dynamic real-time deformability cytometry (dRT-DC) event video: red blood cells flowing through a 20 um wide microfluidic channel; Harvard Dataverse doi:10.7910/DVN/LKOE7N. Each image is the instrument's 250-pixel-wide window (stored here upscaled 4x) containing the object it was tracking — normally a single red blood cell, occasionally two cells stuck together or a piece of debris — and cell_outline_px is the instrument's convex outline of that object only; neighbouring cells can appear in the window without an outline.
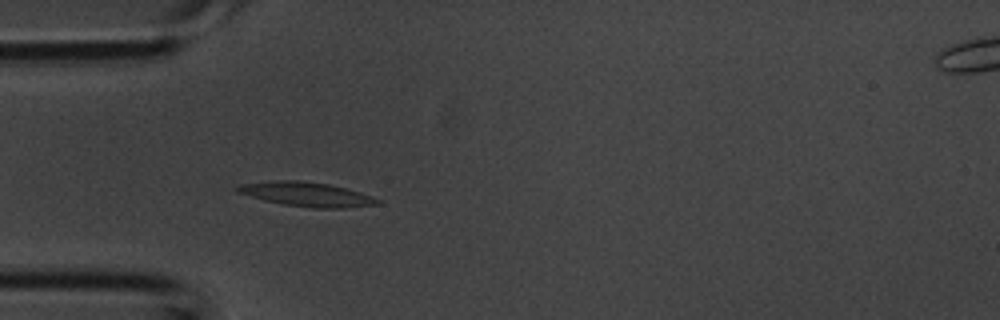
{"species": "common noctule bat (a hibernating species)", "species_latin": "Nyctalus noctula", "temperature_condition": "room temperature", "stored_images_in_passage": 28, "camera_frame_rate_fps": 3000, "um_per_image_px": 0.085, "animal": {"sex": "male", "body_mass_g": 20.1, "forearm_length_mm": 53.5}, "frame": {"image": 1, "passage_image": 1, "time_ms": 0.0, "image_size_px": [1000, 320], "cell_outline_px": [[380, 204], [344, 208], [312, 208], [284, 204], [264, 200], [236, 192], [232, 188], [240, 184], [280, 180], [300, 180], [328, 184], [348, 188], [372, 196], [380, 200]], "centroid_in_image_um": [26.06, 16.51], "position_along_channel_um": 58.9, "area_um2": 19.88}}
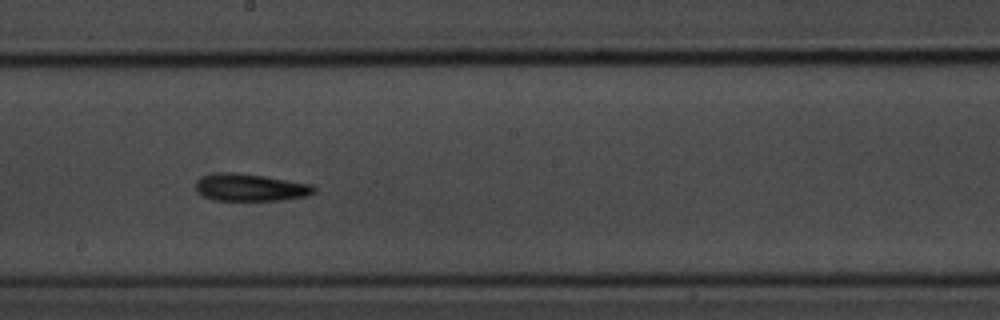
{"frame": {"image": 2, "passage_image": 11, "time_ms": 3.333, "image_size_px": [1000, 320], "cell_outline_px": [[316, 192], [308, 196], [280, 200], [212, 200], [204, 196], [196, 188], [196, 184], [204, 176], [216, 172], [236, 172], [264, 176], [312, 184], [316, 188]], "centroid_in_image_um": [21.34, 15.93], "position_along_channel_um": 226.9, "area_um2": 18.73}}
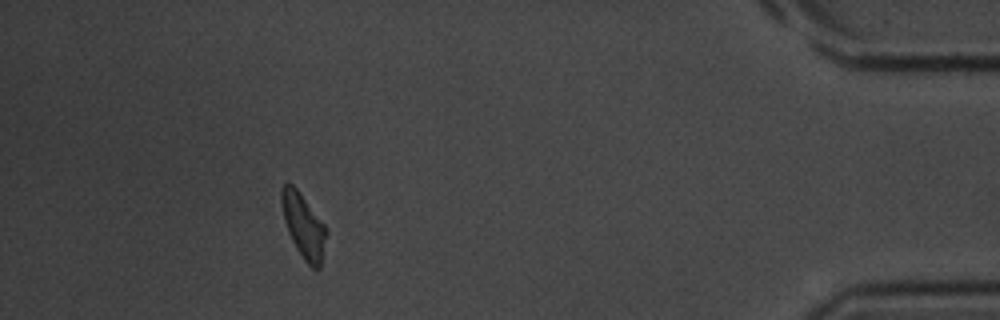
{"frame": {"image": 3, "passage_image": 25, "time_ms": 8.0, "image_size_px": [1000, 320], "cell_outline_px": [[328, 232], [320, 268], [312, 268], [304, 260], [296, 248], [288, 232], [284, 220], [280, 200], [280, 192], [284, 184], [288, 180], [296, 188], [324, 224]], "centroid_in_image_um": [25.79, 19.18], "position_along_channel_um": 409.4, "area_um2": 16.76}}